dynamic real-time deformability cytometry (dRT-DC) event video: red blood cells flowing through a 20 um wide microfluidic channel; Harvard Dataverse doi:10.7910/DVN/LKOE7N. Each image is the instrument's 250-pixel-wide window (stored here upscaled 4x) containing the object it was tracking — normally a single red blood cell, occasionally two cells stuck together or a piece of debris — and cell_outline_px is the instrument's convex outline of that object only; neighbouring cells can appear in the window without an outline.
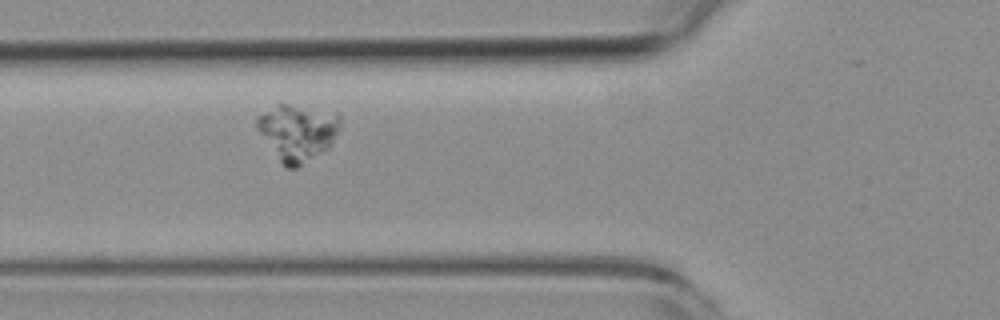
{"species": "common noctule bat (a hibernating species)", "species_latin": "Nyctalus noctula", "temperature_condition": "room temperature", "stored_images_in_passage": 6, "camera_frame_rate_fps": 3000, "um_per_image_px": 0.085, "animal": {"sex": "female", "body_mass_g": 19.3, "forearm_length_mm": 54.1}, "frame": {"image": 1, "passage_image": 2, "time_ms": 1.0, "image_size_px": [1000, 320], "cell_outline_px": [[340, 128], [328, 148], [324, 152], [296, 168], [288, 168], [280, 160], [256, 128], [256, 116], [276, 104], [288, 104], [336, 112], [340, 116]], "centroid_in_image_um": [25.3, 11.22], "position_along_channel_um": 100.5, "area_um2": 27.17}}
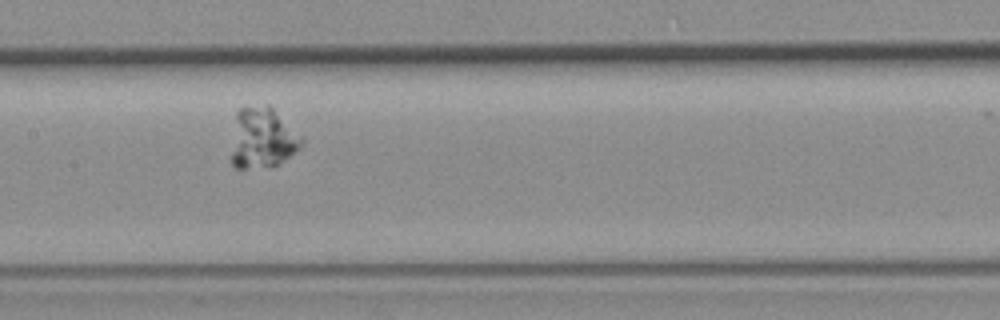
{"frame": {"image": 2, "passage_image": 4, "time_ms": 3.333, "image_size_px": [1000, 320], "cell_outline_px": [[304, 140], [300, 148], [296, 152], [284, 160], [276, 164], [244, 168], [236, 168], [232, 164], [232, 152], [236, 112], [240, 108], [268, 104], [304, 136]], "centroid_in_image_um": [22.35, 11.7], "position_along_channel_um": 185.0, "area_um2": 24.62}}
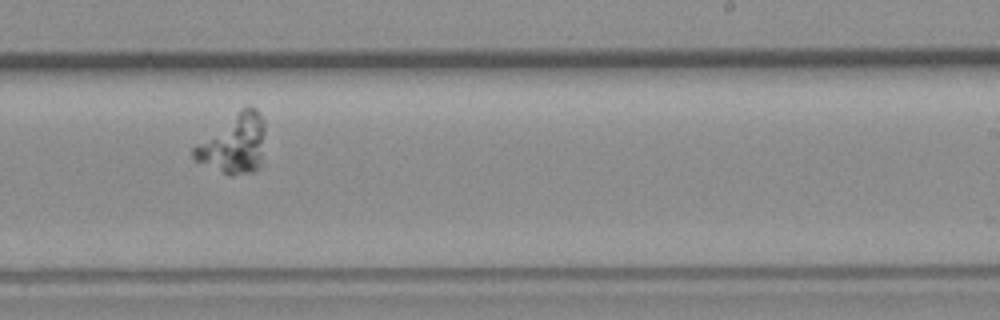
{"frame": {"image": 3, "passage_image": 6, "time_ms": 5.667, "image_size_px": [1000, 320], "cell_outline_px": [[264, 132], [260, 164], [252, 172], [232, 176], [228, 176], [192, 160], [192, 148], [196, 144], [240, 108], [248, 104], [252, 104], [256, 108], [264, 120]], "centroid_in_image_um": [19.84, 12.22], "position_along_channel_um": 269.2, "area_um2": 24.85}}